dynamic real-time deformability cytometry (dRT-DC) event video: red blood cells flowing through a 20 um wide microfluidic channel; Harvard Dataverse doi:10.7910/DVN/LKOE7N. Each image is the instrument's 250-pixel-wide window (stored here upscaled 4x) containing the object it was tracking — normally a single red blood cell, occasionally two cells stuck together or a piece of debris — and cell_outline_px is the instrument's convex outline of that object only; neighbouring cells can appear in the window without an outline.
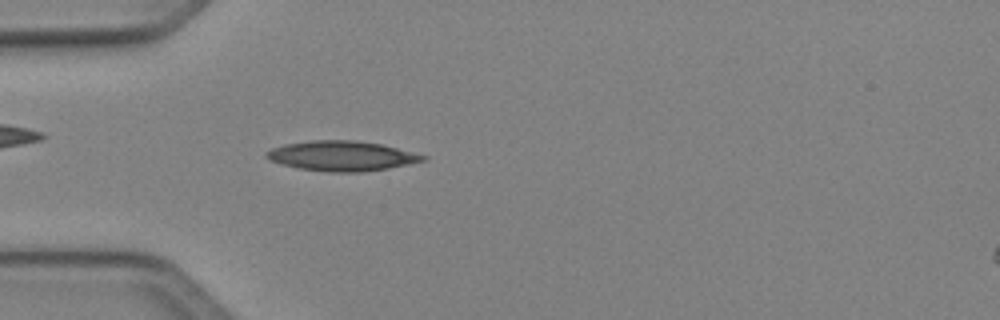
{"species": "Egyptian fruit bat (a non-hibernating species)", "species_latin": "Rousettus aegyptiacus", "temperature_condition": "cold", "stored_images_in_passage": 43, "camera_frame_rate_fps": 3000, "um_per_image_px": 0.085, "animal": {"sex": "female"}, "frame": {"image": 1, "passage_image": 8, "time_ms": 2.333, "image_size_px": [1000, 320], "cell_outline_px": [[428, 160], [388, 168], [364, 172], [328, 172], [300, 168], [268, 160], [264, 156], [264, 152], [272, 148], [284, 144], [312, 140], [356, 140], [380, 144], [428, 156]], "centroid_in_image_um": [29.03, 13.25], "position_along_channel_um": 56.0, "area_um2": 27.28}}
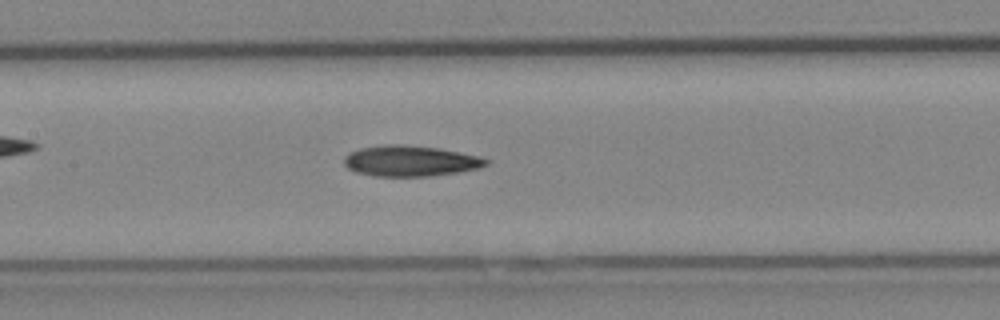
{"frame": {"image": 2, "passage_image": 17, "time_ms": 5.333, "image_size_px": [1000, 320], "cell_outline_px": [[492, 160], [488, 164], [476, 168], [456, 172], [428, 176], [376, 176], [356, 172], [348, 168], [344, 164], [344, 156], [348, 152], [360, 148], [384, 144], [400, 144], [440, 148], [480, 156]], "centroid_in_image_um": [34.86, 13.66], "position_along_channel_um": 172.5, "area_um2": 25.49}}
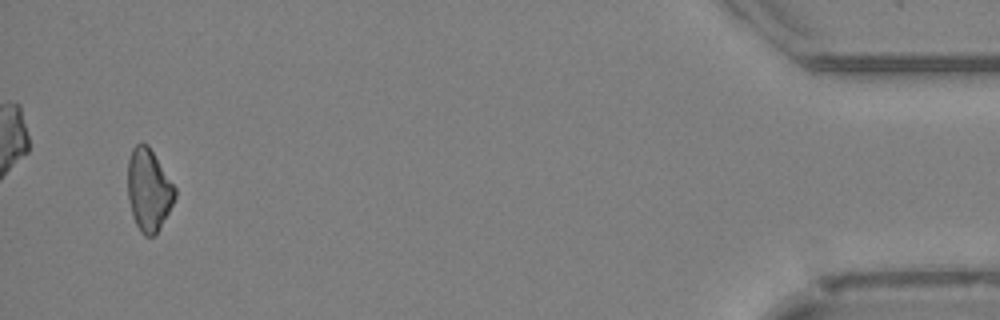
{"frame": {"image": 3, "passage_image": 41, "time_ms": 13.333, "image_size_px": [1000, 320], "cell_outline_px": [[176, 196], [168, 212], [156, 232], [152, 236], [144, 236], [140, 232], [132, 216], [128, 200], [128, 160], [132, 148], [136, 144], [148, 144], [176, 188]], "centroid_in_image_um": [12.62, 16.13], "position_along_channel_um": 422.6, "area_um2": 22.43}}